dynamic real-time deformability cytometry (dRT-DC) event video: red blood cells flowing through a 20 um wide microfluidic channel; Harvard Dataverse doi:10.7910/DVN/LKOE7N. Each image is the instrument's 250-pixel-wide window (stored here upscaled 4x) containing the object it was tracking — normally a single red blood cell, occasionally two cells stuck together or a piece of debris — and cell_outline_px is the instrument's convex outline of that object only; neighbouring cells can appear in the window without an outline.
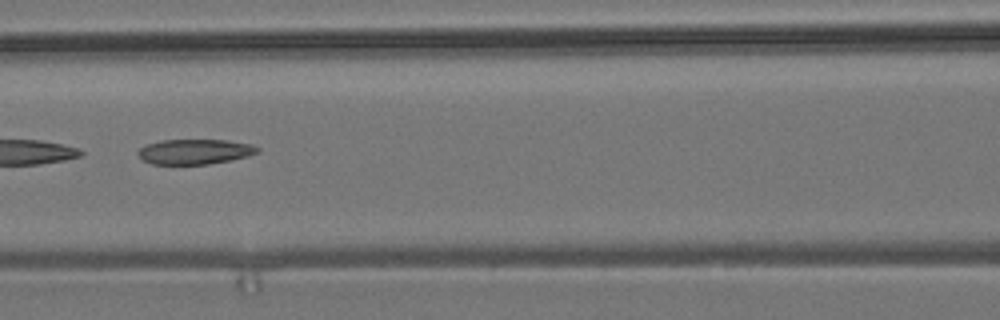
{"species": "common noctule bat (a hibernating species)", "species_latin": "Nyctalus noctula", "temperature_condition": "room temperature", "stored_images_in_passage": 7, "camera_frame_rate_fps": 3000, "um_per_image_px": 0.085, "animal": {"sex": "male", "body_mass_g": 19.2, "forearm_length_mm": 51.8}, "frame": {"image": 1, "passage_image": 7, "time_ms": 7.0, "image_size_px": [1000, 320], "cell_outline_px": [[260, 152], [248, 156], [232, 160], [208, 164], [152, 164], [144, 160], [136, 152], [144, 144], [164, 140], [228, 140], [252, 144], [260, 148]], "centroid_in_image_um": [16.59, 12.88], "position_along_channel_um": 150.0, "area_um2": 17.57}}